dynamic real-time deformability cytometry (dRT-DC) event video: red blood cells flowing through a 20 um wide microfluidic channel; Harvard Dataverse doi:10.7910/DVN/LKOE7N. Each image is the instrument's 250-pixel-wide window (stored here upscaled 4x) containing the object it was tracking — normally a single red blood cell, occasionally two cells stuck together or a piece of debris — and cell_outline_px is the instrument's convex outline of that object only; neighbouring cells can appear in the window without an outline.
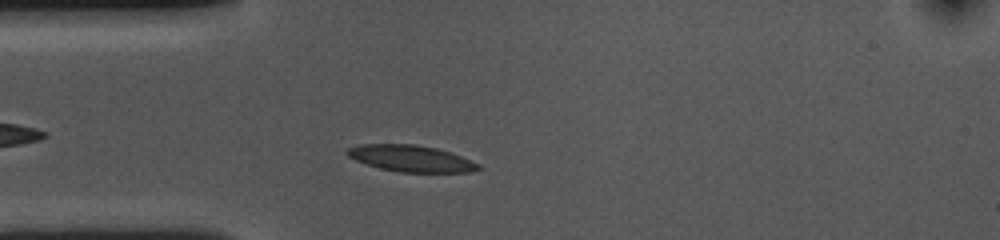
{"species": "common noctule bat (a hibernating species)", "species_latin": "Nyctalus noctula", "temperature_condition": "cold", "stored_images_in_passage": 44, "camera_frame_rate_fps": 3000, "um_per_image_px": 0.085, "animal": {"sex": "female", "body_mass_g": 10.0, "forearm_length_mm": 53.1}, "frame": {"image": 1, "passage_image": 7, "time_ms": 2.0, "image_size_px": [1000, 240], "cell_outline_px": [[480, 168], [472, 172], [400, 172], [380, 168], [356, 160], [348, 156], [344, 152], [348, 148], [360, 144], [412, 144], [436, 148], [460, 156], [480, 164]], "centroid_in_image_um": [34.91, 13.47], "position_along_channel_um": 50.1, "area_um2": 20.0}}
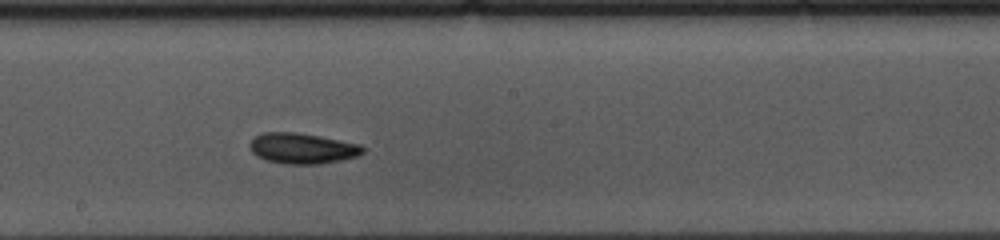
{"frame": {"image": 2, "passage_image": 22, "time_ms": 7.0, "image_size_px": [1000, 240], "cell_outline_px": [[364, 152], [356, 156], [320, 164], [284, 164], [268, 160], [256, 156], [248, 148], [248, 144], [252, 136], [264, 132], [296, 132], [320, 136], [360, 144], [364, 148]], "centroid_in_image_um": [25.63, 12.6], "position_along_channel_um": 222.6, "area_um2": 20.29}}
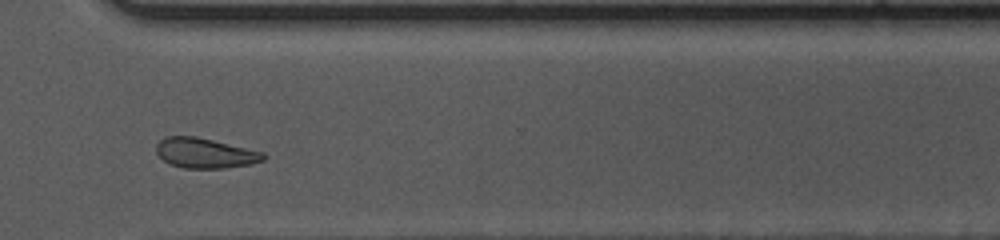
{"frame": {"image": 3, "passage_image": 33, "time_ms": 10.667, "image_size_px": [1000, 240], "cell_outline_px": [[268, 156], [264, 160], [252, 164], [224, 168], [184, 168], [168, 164], [156, 152], [156, 144], [164, 136], [196, 136], [264, 152]], "centroid_in_image_um": [17.43, 13.01], "position_along_channel_um": 353.2, "area_um2": 18.9}, "authors_computed_cell_mechanics": {"area_um2": 19.6231, "velocity_mm_per_s": 3.5675, "shape_relaxation_time_tau1_ms": 4.6112, "shape_relaxation_time_tau2_ms": 7.0102, "deformation_change_tau1": 0.0998, "deformation_change_tau2": 0.1263}}